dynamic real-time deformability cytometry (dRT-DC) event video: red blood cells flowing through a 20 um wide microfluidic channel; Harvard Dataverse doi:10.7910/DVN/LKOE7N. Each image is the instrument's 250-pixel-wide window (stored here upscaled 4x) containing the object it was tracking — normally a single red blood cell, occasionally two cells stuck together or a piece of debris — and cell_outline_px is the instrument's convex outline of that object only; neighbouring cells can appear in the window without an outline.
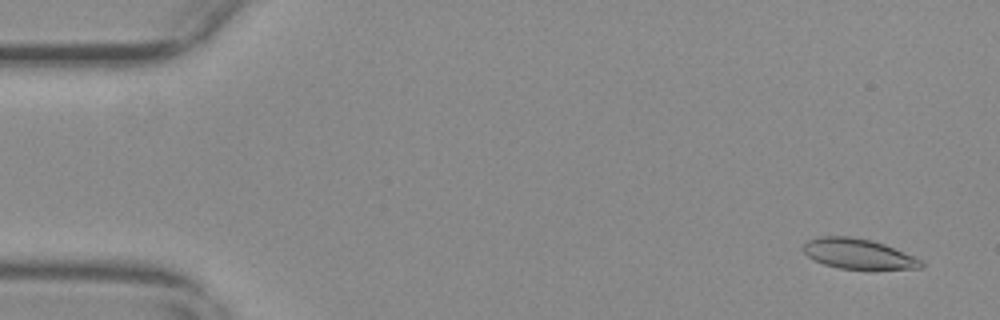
{"species": "common noctule bat (a hibernating species)", "species_latin": "Nyctalus noctula", "temperature_condition": "warm", "stored_images_in_passage": 55, "camera_frame_rate_fps": 3000, "um_per_image_px": 0.085, "animal": {"sex": "female", "body_mass_g": 29.2, "forearm_length_mm": 56.3}, "frame": {"image": 1, "passage_image": 3, "time_ms": 0.667, "image_size_px": [1000, 320], "cell_outline_px": [[924, 264], [920, 268], [840, 268], [824, 264], [808, 256], [804, 252], [804, 244], [808, 240], [820, 236], [848, 236], [872, 240], [884, 244], [912, 256], [920, 260]], "centroid_in_image_um": [72.9, 21.55], "position_along_channel_um": 12.1, "area_um2": 20.06}}
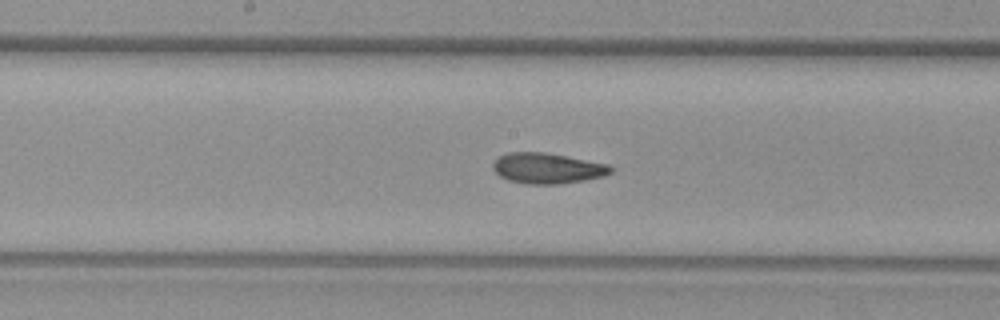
{"frame": {"image": 2, "passage_image": 29, "time_ms": 9.333, "image_size_px": [1000, 320], "cell_outline_px": [[616, 168], [612, 172], [604, 176], [584, 180], [560, 184], [524, 184], [508, 180], [500, 176], [492, 168], [492, 164], [496, 156], [508, 152], [544, 152], [608, 164]], "centroid_in_image_um": [46.51, 14.3], "position_along_channel_um": 201.7, "area_um2": 21.21}}
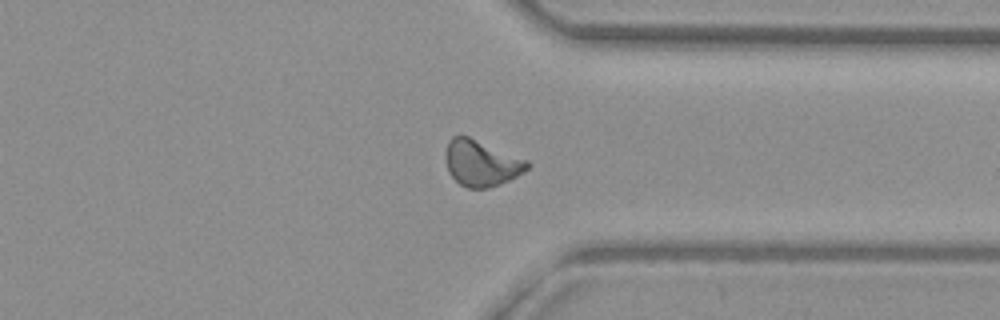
{"frame": {"image": 3, "passage_image": 43, "time_ms": 14.0, "image_size_px": [1000, 320], "cell_outline_px": [[532, 164], [524, 172], [508, 180], [488, 188], [468, 188], [460, 184], [448, 172], [444, 156], [444, 152], [448, 140], [452, 136], [468, 136], [528, 160]], "centroid_in_image_um": [40.89, 13.85], "position_along_channel_um": 370.5, "area_um2": 21.96}}